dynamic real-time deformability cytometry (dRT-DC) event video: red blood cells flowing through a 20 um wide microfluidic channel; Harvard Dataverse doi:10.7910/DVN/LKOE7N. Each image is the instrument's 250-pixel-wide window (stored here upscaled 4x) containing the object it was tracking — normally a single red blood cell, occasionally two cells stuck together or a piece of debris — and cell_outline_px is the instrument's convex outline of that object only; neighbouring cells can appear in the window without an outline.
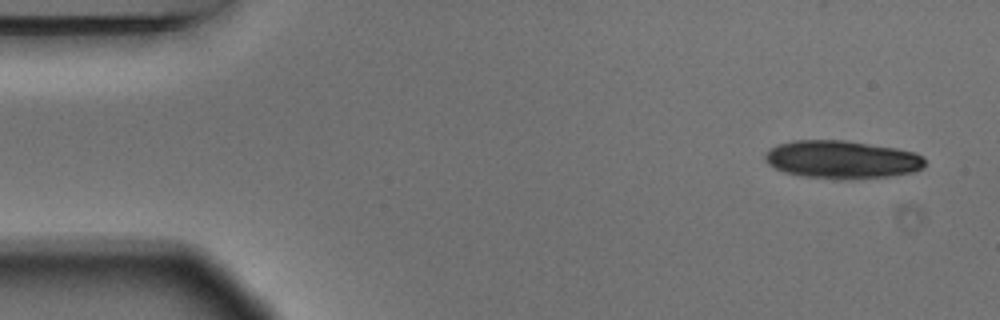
{"species": "Egyptian fruit bat (a non-hibernating species)", "species_latin": "Rousettus aegyptiacus", "temperature_condition": "warm", "stored_images_in_passage": 4, "camera_frame_rate_fps": 3000, "um_per_image_px": 0.085, "animal": {"sex": "male"}, "frame": {"image": 1, "passage_image": 1, "time_ms": 0.0, "image_size_px": [1000, 320], "cell_outline_px": [[924, 168], [916, 172], [888, 176], [840, 180], [804, 176], [784, 172], [768, 164], [764, 160], [764, 156], [776, 144], [792, 140], [844, 140], [896, 148], [916, 152], [924, 156]], "centroid_in_image_um": [71.58, 13.56], "position_along_channel_um": 13.4, "area_um2": 35.6}}